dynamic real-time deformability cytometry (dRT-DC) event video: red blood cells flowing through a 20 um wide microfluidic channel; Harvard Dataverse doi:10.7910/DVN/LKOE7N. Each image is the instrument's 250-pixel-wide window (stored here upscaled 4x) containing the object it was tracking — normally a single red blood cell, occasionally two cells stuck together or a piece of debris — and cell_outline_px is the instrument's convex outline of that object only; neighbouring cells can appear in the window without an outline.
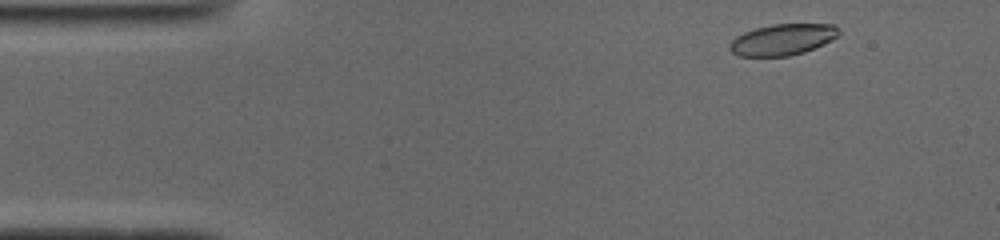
{"species": "common noctule bat (a hibernating species)", "species_latin": "Nyctalus noctula", "temperature_condition": "cold", "stored_images_in_passage": 48, "camera_frame_rate_fps": 3000, "um_per_image_px": 0.085, "animal": {"sex": "male", "body_mass_g": 19.0, "forearm_length_mm": 50.8}, "frame": {"image": 1, "passage_image": 3, "time_ms": 0.667, "image_size_px": [1000, 240], "cell_outline_px": [[840, 32], [832, 40], [824, 44], [804, 52], [788, 56], [740, 56], [732, 52], [728, 48], [728, 44], [736, 36], [744, 32], [756, 28], [772, 24], [836, 24], [840, 28]], "centroid_in_image_um": [66.53, 3.36], "position_along_channel_um": 18.5, "area_um2": 19.94}}
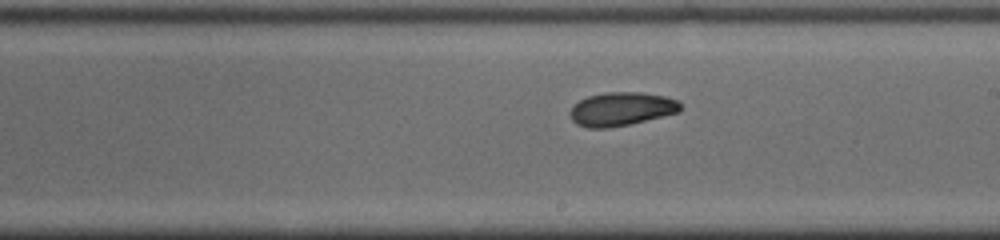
{"frame": {"image": 2, "passage_image": 26, "time_ms": 8.333, "image_size_px": [1000, 240], "cell_outline_px": [[680, 112], [628, 124], [608, 128], [588, 128], [576, 124], [572, 120], [568, 112], [572, 104], [588, 96], [604, 92], [640, 92], [664, 96], [676, 100], [680, 104]], "centroid_in_image_um": [52.75, 9.26], "position_along_channel_um": 236.2, "area_um2": 21.62}}
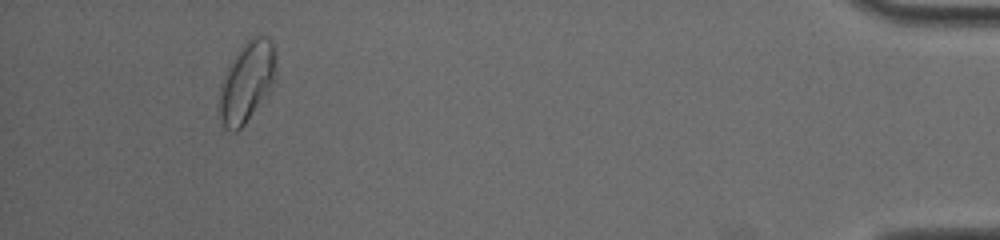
{"frame": {"image": 3, "passage_image": 45, "time_ms": 14.667, "image_size_px": [1000, 240], "cell_outline_px": [[276, 76], [244, 124], [236, 132], [232, 132], [224, 128], [220, 124], [216, 112], [216, 104], [220, 84], [232, 60], [240, 48], [252, 36], [268, 36], [272, 44], [276, 64]], "centroid_in_image_um": [20.88, 7.0], "position_along_channel_um": 414.3, "area_um2": 26.3}, "authors_computed_cell_mechanics": {"area_um2": 21.6461, "velocity_mm_per_s": 3.9042, "shape_relaxation_time_tau1_ms": 4.354, "shape_relaxation_time_tau2_ms": null, "deformation_change_tau1": 0.1286, "deformation_change_tau2": null}}